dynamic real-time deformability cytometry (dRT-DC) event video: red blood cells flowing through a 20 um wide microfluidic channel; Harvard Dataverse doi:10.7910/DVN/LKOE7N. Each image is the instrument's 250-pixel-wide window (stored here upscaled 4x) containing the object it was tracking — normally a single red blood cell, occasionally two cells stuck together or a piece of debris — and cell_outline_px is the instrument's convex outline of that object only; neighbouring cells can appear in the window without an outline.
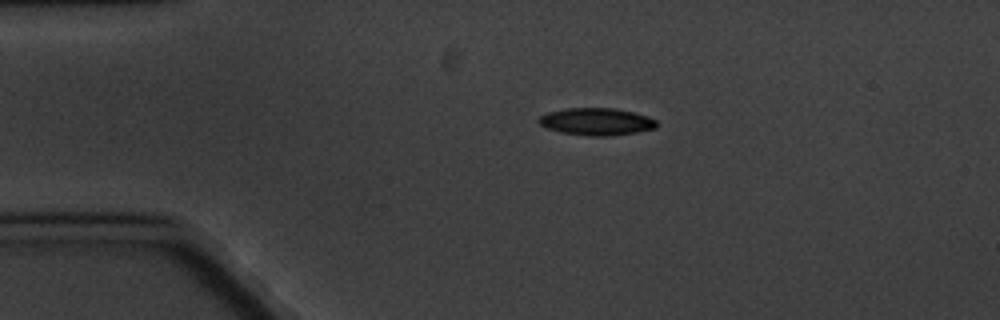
{"species": "common noctule bat (a hibernating species)", "species_latin": "Nyctalus noctula", "temperature_condition": "cold", "stored_images_in_passage": 5, "camera_frame_rate_fps": 3000, "um_per_image_px": 0.085, "animal": {"sex": "male", "body_mass_g": 20.1, "forearm_length_mm": 53.5}, "frame": {"image": 1, "passage_image": 1, "time_ms": 0.0, "image_size_px": [1000, 320], "cell_outline_px": [[656, 128], [636, 132], [612, 136], [588, 136], [560, 132], [548, 128], [540, 124], [536, 120], [540, 116], [548, 112], [568, 108], [616, 108], [648, 116], [656, 120]], "centroid_in_image_um": [50.69, 10.34], "position_along_channel_um": 34.3, "area_um2": 18.73}}
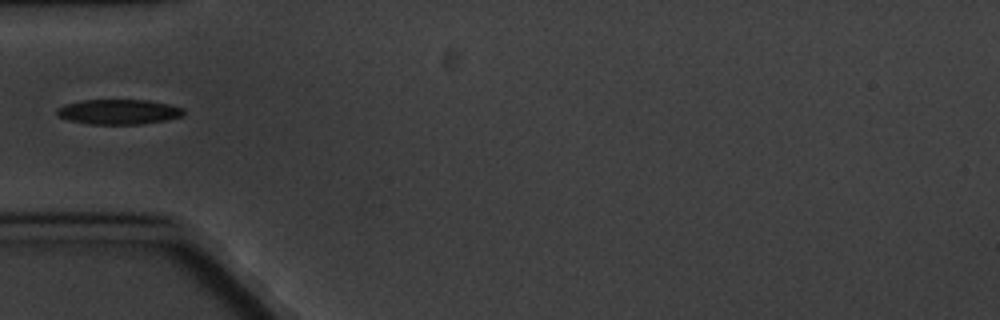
{"frame": {"image": 2, "passage_image": 3, "time_ms": 2.333, "image_size_px": [1000, 320], "cell_outline_px": [[184, 112], [180, 116], [168, 120], [140, 124], [88, 124], [68, 120], [60, 116], [56, 112], [56, 108], [64, 104], [80, 100], [148, 100], [168, 104], [184, 108]], "centroid_in_image_um": [10.06, 9.5], "position_along_channel_um": 74.9, "area_um2": 18.5}}